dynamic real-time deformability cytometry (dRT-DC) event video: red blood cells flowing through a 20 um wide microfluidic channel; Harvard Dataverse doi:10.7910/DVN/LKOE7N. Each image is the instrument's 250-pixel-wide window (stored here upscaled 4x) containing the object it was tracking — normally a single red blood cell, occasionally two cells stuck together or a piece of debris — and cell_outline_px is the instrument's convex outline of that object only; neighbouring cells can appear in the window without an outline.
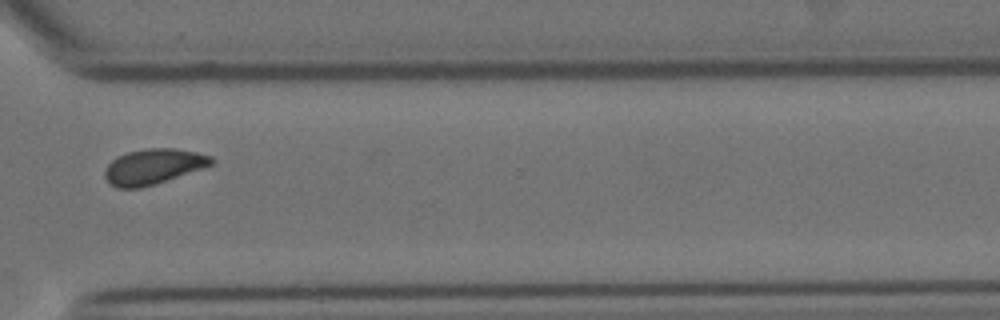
{"species": "Egyptian fruit bat (a non-hibernating species)", "species_latin": "Rousettus aegyptiacus", "temperature_condition": "cold", "stored_images_in_passage": 16, "camera_frame_rate_fps": 3000, "um_per_image_px": 0.085, "animal": {"sex": "female"}, "frame": {"image": 1, "passage_image": 12, "time_ms": 13.667, "image_size_px": [1000, 320], "cell_outline_px": [[212, 164], [204, 168], [140, 188], [116, 188], [104, 176], [104, 172], [108, 164], [116, 156], [128, 152], [144, 148], [176, 148], [196, 152], [212, 156]], "centroid_in_image_um": [13.02, 14.14], "position_along_channel_um": 357.6, "area_um2": 21.79}}
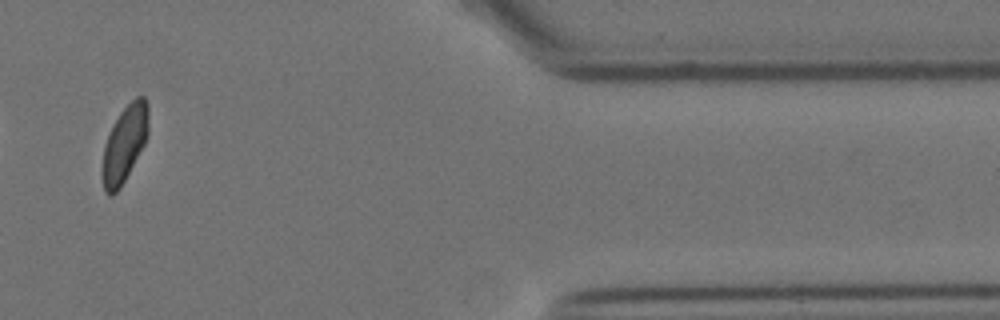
{"frame": {"image": 2, "passage_image": 14, "time_ms": 16.0, "image_size_px": [1000, 320], "cell_outline_px": [[148, 136], [144, 144], [120, 188], [112, 196], [108, 196], [104, 192], [100, 176], [100, 172], [104, 144], [112, 124], [120, 112], [136, 96], [144, 96], [148, 104]], "centroid_in_image_um": [10.54, 12.26], "position_along_channel_um": 400.9, "area_um2": 20.92}}